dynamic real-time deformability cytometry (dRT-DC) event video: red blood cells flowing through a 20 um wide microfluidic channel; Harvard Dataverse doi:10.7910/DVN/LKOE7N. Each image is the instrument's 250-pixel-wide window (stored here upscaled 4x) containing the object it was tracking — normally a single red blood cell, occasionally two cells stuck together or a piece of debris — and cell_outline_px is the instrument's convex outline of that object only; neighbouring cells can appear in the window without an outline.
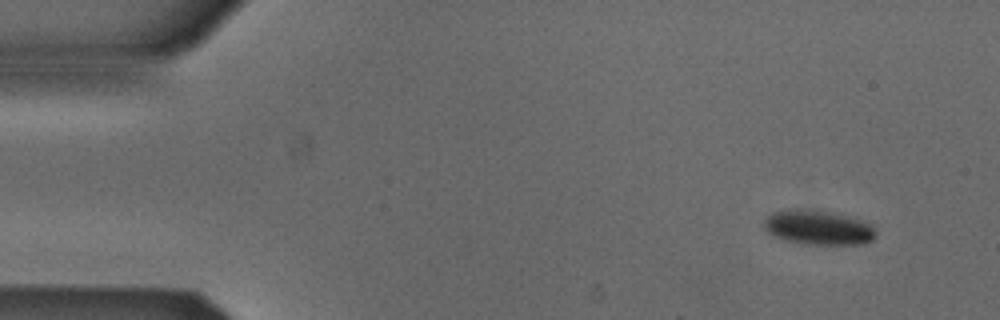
{"species": "Egyptian fruit bat (a non-hibernating species)", "species_latin": "Rousettus aegyptiacus", "temperature_condition": "cold", "stored_images_in_passage": 4, "camera_frame_rate_fps": 3000, "um_per_image_px": 0.085, "animal": {"sex": "male"}, "frame": {"image": 1, "passage_image": 1, "time_ms": 0.0, "image_size_px": [1000, 320], "cell_outline_px": [[876, 236], [872, 240], [864, 244], [800, 244], [784, 240], [772, 236], [764, 228], [764, 220], [768, 216], [776, 212], [796, 208], [832, 212], [856, 216], [872, 224], [876, 232]], "centroid_in_image_um": [69.6, 19.34], "position_along_channel_um": 15.4, "area_um2": 22.95}}
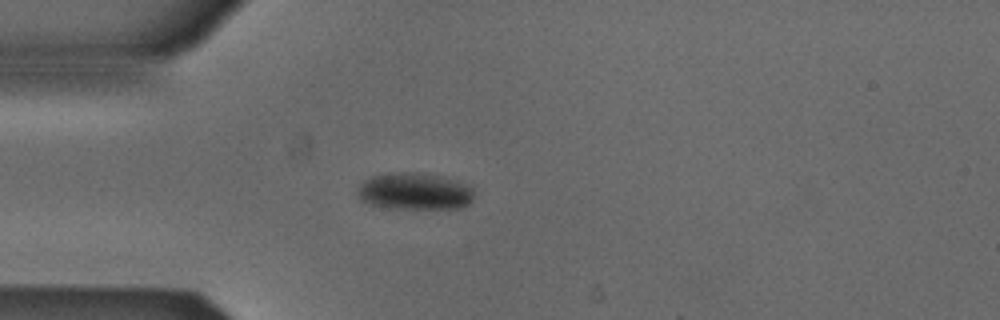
{"frame": {"image": 2, "passage_image": 4, "time_ms": 1.0, "image_size_px": [1000, 320], "cell_outline_px": [[472, 200], [468, 204], [460, 208], [392, 208], [372, 204], [360, 200], [356, 192], [356, 188], [364, 180], [372, 176], [388, 172], [424, 172], [444, 176], [460, 180], [468, 184], [472, 188]], "centroid_in_image_um": [35.24, 16.23], "position_along_channel_um": 49.8, "area_um2": 25.49}}